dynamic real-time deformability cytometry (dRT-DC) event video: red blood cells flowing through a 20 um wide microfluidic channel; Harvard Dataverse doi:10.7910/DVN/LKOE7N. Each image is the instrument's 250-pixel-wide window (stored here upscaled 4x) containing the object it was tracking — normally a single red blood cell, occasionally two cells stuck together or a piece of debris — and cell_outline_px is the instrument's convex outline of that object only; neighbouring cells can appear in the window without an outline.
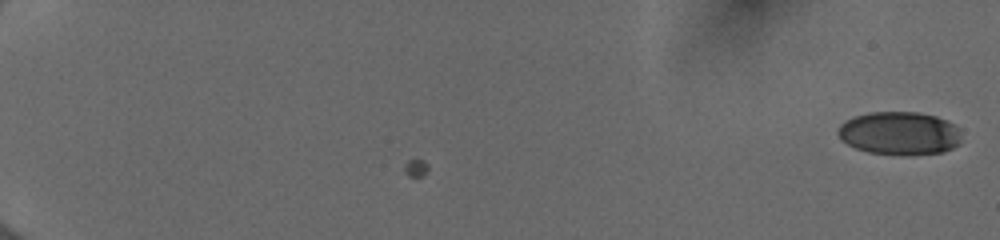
{"species": "human", "species_latin": "Homo sapiens", "temperature_condition": "cold", "stored_images_in_passage": 3, "camera_frame_rate_fps": 3000, "um_per_image_px": 0.085, "donor": {"sex": "female"}, "frame": {"image": 1, "passage_image": 3, "time_ms": 0.667, "image_size_px": [1000, 240], "cell_outline_px": [[960, 144], [944, 152], [908, 156], [900, 156], [868, 152], [856, 148], [840, 140], [836, 132], [840, 124], [844, 120], [852, 116], [872, 112], [916, 112], [936, 116], [952, 124], [956, 128], [960, 136]], "centroid_in_image_um": [76.4, 11.35], "position_along_channel_um": 8.6, "area_um2": 31.44}}